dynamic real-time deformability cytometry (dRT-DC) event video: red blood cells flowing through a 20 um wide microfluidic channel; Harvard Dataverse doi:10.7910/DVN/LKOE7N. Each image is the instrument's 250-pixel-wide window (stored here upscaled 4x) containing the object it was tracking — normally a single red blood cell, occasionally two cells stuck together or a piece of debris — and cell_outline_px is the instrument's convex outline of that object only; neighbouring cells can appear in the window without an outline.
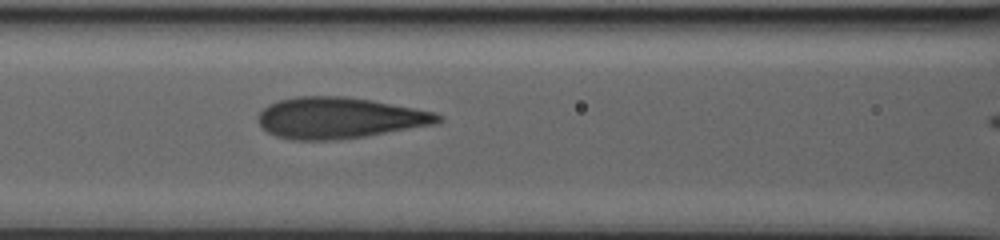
{"species": "human", "species_latin": "Homo sapiens", "temperature_condition": "warm", "stored_images_in_passage": 18, "camera_frame_rate_fps": 3000, "um_per_image_px": 0.085, "donor": {"sex": "male"}, "frame": {"image": 1, "passage_image": 17, "time_ms": 5.333, "image_size_px": [1000, 240], "cell_outline_px": [[444, 120], [440, 124], [364, 136], [332, 140], [292, 140], [276, 136], [260, 128], [256, 116], [268, 104], [280, 100], [296, 96], [344, 96], [372, 100], [432, 112], [444, 116]], "centroid_in_image_um": [28.83, 10.03], "position_along_channel_um": 137.8, "area_um2": 43.35}}